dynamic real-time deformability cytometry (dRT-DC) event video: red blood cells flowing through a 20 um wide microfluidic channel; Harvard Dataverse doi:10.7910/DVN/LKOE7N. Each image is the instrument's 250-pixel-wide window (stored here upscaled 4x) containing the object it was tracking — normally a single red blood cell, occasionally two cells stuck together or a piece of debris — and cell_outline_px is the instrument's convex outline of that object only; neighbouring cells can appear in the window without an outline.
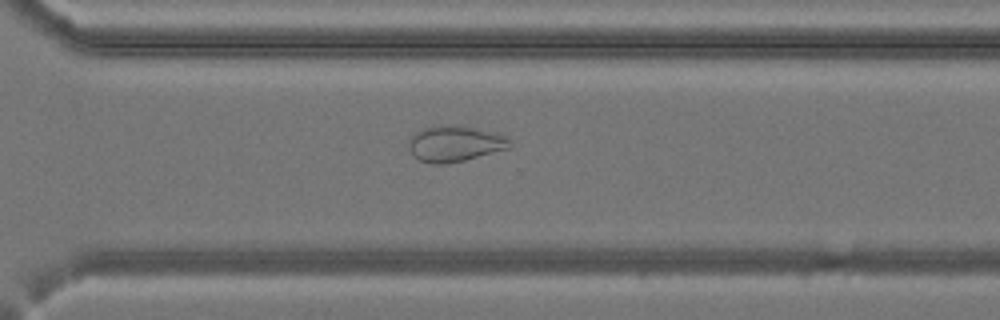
{"species": "common noctule bat (a hibernating species)", "species_latin": "Nyctalus noctula", "temperature_condition": "cold", "stored_images_in_passage": 34, "camera_frame_rate_fps": 3000, "um_per_image_px": 0.085, "animal": {"sex": "female", "body_mass_g": 24.6, "forearm_length_mm": 56.2}, "frame": {"image": 1, "passage_image": 29, "time_ms": 9.333, "image_size_px": [1000, 320], "cell_outline_px": [[512, 148], [464, 160], [444, 164], [432, 164], [420, 160], [412, 156], [408, 148], [408, 140], [416, 132], [424, 128], [472, 128], [500, 132], [508, 136], [512, 140]], "centroid_in_image_um": [38.74, 12.26], "position_along_channel_um": 331.9, "area_um2": 20.81}}